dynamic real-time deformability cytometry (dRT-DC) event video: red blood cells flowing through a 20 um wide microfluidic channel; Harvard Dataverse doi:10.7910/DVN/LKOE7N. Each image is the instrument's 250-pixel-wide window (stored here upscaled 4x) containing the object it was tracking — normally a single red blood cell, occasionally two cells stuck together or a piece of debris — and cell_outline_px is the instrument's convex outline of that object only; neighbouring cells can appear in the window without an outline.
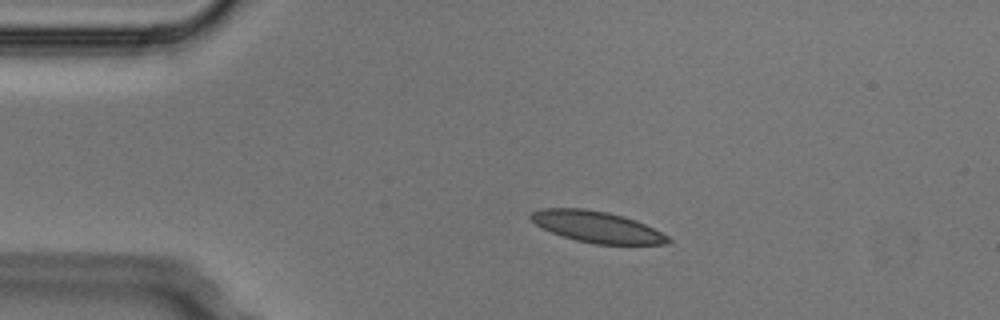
{"species": "Egyptian fruit bat (a non-hibernating species)", "species_latin": "Rousettus aegyptiacus", "temperature_condition": "cold", "stored_images_in_passage": 2, "camera_frame_rate_fps": 3000, "um_per_image_px": 0.085, "animal": {"sex": "male"}, "frame": {"image": 1, "passage_image": 1, "time_ms": 0.0, "image_size_px": [1000, 320], "cell_outline_px": [[672, 240], [668, 244], [596, 244], [576, 240], [552, 232], [536, 224], [528, 216], [532, 212], [544, 208], [584, 208], [608, 212], [624, 216], [636, 220], [668, 236]], "centroid_in_image_um": [50.75, 19.27], "position_along_channel_um": 34.2, "area_um2": 24.74}}